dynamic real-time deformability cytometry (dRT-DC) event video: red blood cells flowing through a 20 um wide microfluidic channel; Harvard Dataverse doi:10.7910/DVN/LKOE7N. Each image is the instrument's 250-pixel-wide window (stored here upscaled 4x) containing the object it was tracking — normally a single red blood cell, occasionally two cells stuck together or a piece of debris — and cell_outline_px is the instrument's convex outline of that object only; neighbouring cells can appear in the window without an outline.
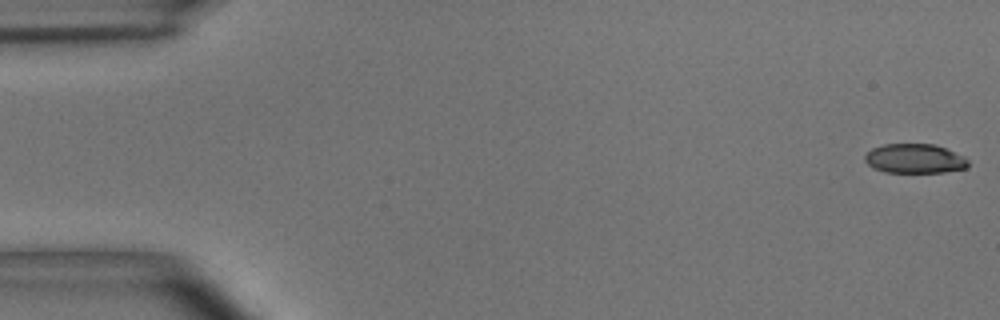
{"species": "common noctule bat (a hibernating species)", "species_latin": "Nyctalus noctula", "temperature_condition": "room temperature", "stored_images_in_passage": 54, "camera_frame_rate_fps": 3000, "um_per_image_px": 0.085, "animal": {"sex": "male", "body_mass_g": 15.6}, "frame": {"image": 1, "passage_image": 1, "time_ms": 0.0, "image_size_px": [1000, 320], "cell_outline_px": [[968, 168], [944, 172], [884, 172], [872, 168], [864, 160], [864, 156], [872, 148], [884, 144], [936, 144], [964, 156], [968, 160]], "centroid_in_image_um": [77.75, 13.48], "position_along_channel_um": 7.3, "area_um2": 17.8}}
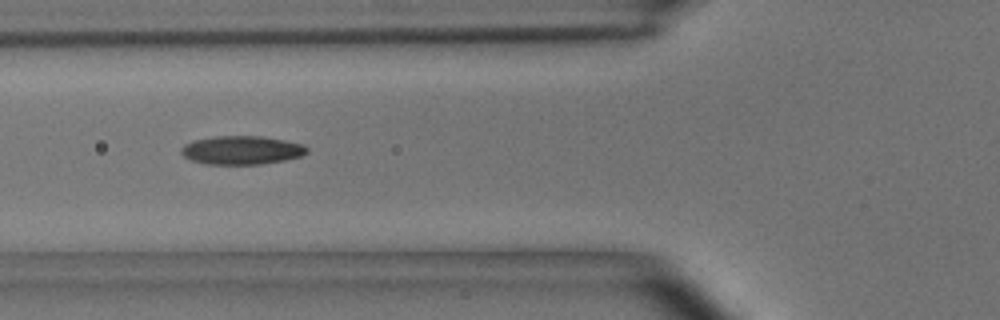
{"frame": {"image": 2, "passage_image": 20, "time_ms": 6.333, "image_size_px": [1000, 320], "cell_outline_px": [[308, 152], [300, 156], [284, 160], [260, 164], [208, 164], [192, 160], [184, 156], [180, 152], [180, 148], [184, 144], [196, 140], [212, 136], [264, 136], [304, 144], [308, 148]], "centroid_in_image_um": [20.55, 12.75], "position_along_channel_um": 105.3, "area_um2": 20.92}}
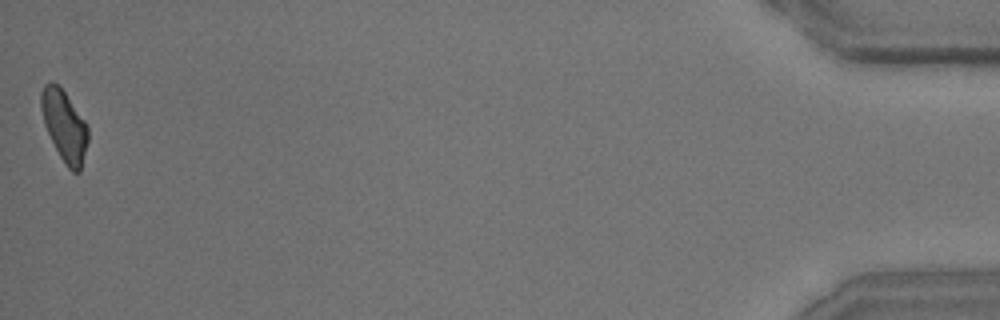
{"frame": {"image": 3, "passage_image": 54, "time_ms": 17.667, "image_size_px": [1000, 320], "cell_outline_px": [[88, 140], [80, 172], [72, 172], [68, 168], [60, 156], [44, 124], [40, 108], [40, 92], [44, 84], [52, 80], [64, 92], [84, 120], [88, 128]], "centroid_in_image_um": [5.45, 10.68], "position_along_channel_um": 429.7, "area_um2": 19.13}, "authors_computed_cell_mechanics": {"area_um2": 19.8254, "velocity_mm_per_s": 3.6868, "shape_relaxation_time_tau1_ms": 3.0659, "shape_relaxation_time_tau2_ms": 1.9185, "deformation_change_tau1": 0.148, "deformation_change_tau2": 0.094}}